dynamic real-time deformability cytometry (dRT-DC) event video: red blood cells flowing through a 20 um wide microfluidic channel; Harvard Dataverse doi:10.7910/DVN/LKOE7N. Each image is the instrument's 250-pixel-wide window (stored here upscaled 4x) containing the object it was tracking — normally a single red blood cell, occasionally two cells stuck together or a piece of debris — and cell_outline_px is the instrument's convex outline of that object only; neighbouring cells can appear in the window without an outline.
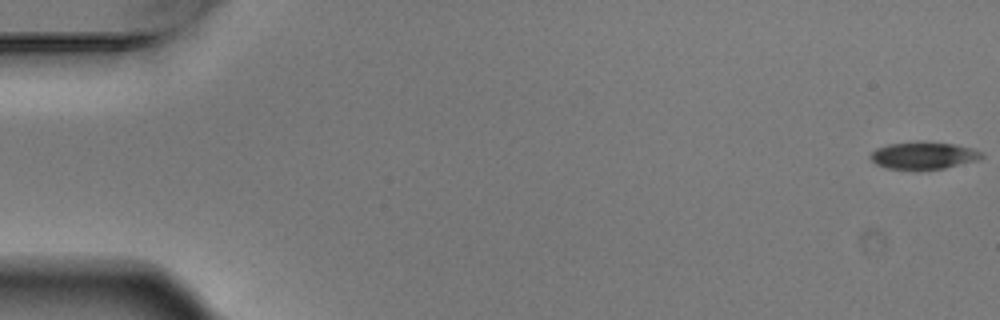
{"species": "Egyptian fruit bat (a non-hibernating species)", "species_latin": "Rousettus aegyptiacus", "temperature_condition": "warm", "stored_images_in_passage": 6, "camera_frame_rate_fps": 3000, "um_per_image_px": 0.085, "animal": {"sex": "male"}, "frame": {"image": 1, "passage_image": 1, "time_ms": 0.0, "image_size_px": [1000, 320], "cell_outline_px": [[984, 156], [980, 160], [944, 168], [920, 172], [888, 168], [876, 164], [868, 156], [876, 148], [888, 144], [916, 140], [952, 144], [972, 148], [984, 152]], "centroid_in_image_um": [78.5, 13.23], "position_along_channel_um": 6.5, "area_um2": 18.44}}